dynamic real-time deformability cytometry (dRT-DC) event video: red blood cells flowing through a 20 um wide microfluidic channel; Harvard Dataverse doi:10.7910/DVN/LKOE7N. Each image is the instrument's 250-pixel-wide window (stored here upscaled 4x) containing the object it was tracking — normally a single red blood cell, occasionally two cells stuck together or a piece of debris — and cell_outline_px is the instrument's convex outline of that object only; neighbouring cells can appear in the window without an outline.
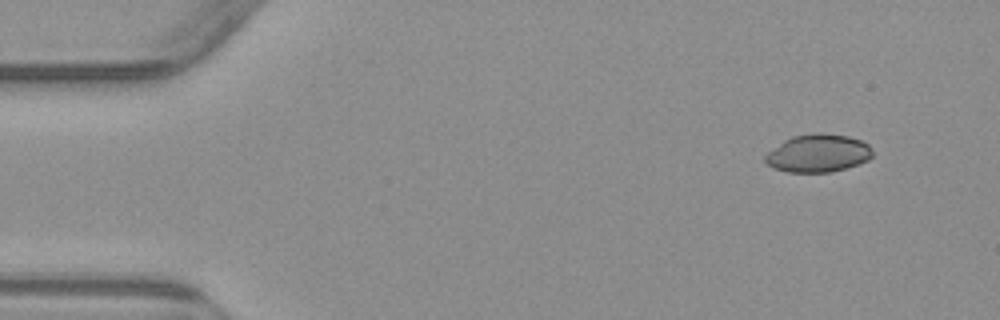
{"species": "common noctule bat (a hibernating species)", "species_latin": "Nyctalus noctula", "temperature_condition": "warm", "stored_images_in_passage": 6, "camera_frame_rate_fps": 3000, "um_per_image_px": 0.085, "animal": {"sex": "male", "body_mass_g": 23.1, "forearm_length_mm": 52.7}, "frame": {"image": 1, "passage_image": 1, "time_ms": 0.0, "image_size_px": [1000, 320], "cell_outline_px": [[872, 156], [868, 160], [832, 172], [788, 172], [772, 168], [764, 160], [764, 156], [768, 152], [784, 140], [792, 136], [820, 132], [848, 136], [860, 140], [868, 144], [872, 152]], "centroid_in_image_um": [69.51, 13.02], "position_along_channel_um": 15.5, "area_um2": 23.58}}
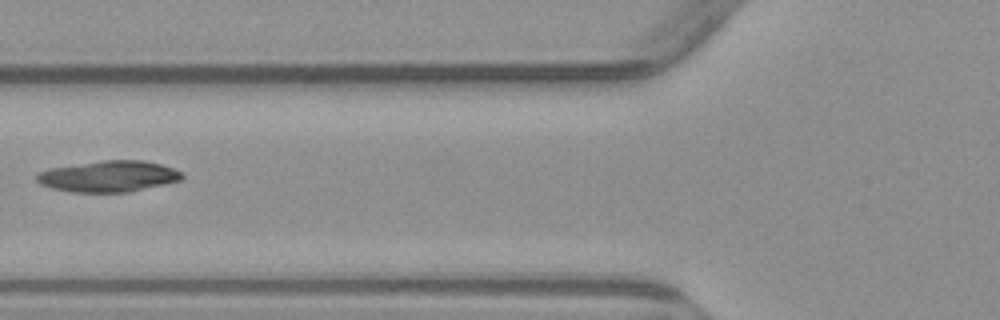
{"frame": {"image": 2, "passage_image": 5, "time_ms": 5.333, "image_size_px": [1000, 320], "cell_outline_px": [[184, 176], [180, 180], [164, 184], [128, 192], [72, 192], [52, 188], [40, 184], [36, 180], [36, 172], [52, 168], [100, 160], [144, 160], [160, 164], [184, 172]], "centroid_in_image_um": [9.22, 14.98], "position_along_channel_um": 116.6, "area_um2": 26.36}}
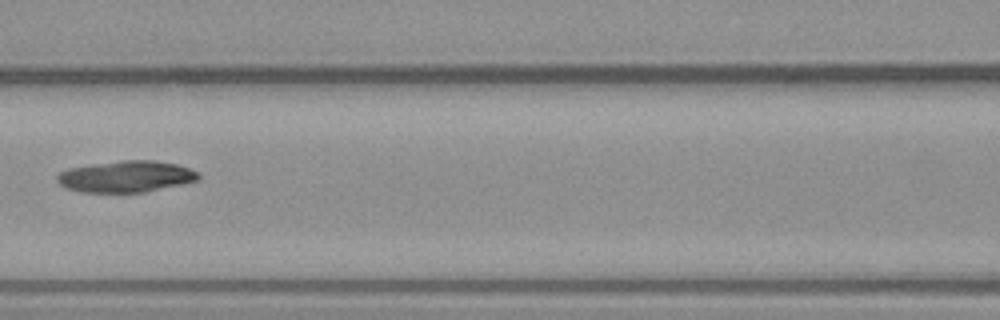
{"frame": {"image": 3, "passage_image": 6, "time_ms": 6.333, "image_size_px": [1000, 320], "cell_outline_px": [[200, 180], [144, 192], [80, 192], [64, 188], [56, 180], [56, 176], [60, 172], [68, 168], [92, 164], [124, 160], [156, 160], [176, 164], [200, 172]], "centroid_in_image_um": [10.7, 15.0], "position_along_channel_um": 155.9, "area_um2": 26.01}}